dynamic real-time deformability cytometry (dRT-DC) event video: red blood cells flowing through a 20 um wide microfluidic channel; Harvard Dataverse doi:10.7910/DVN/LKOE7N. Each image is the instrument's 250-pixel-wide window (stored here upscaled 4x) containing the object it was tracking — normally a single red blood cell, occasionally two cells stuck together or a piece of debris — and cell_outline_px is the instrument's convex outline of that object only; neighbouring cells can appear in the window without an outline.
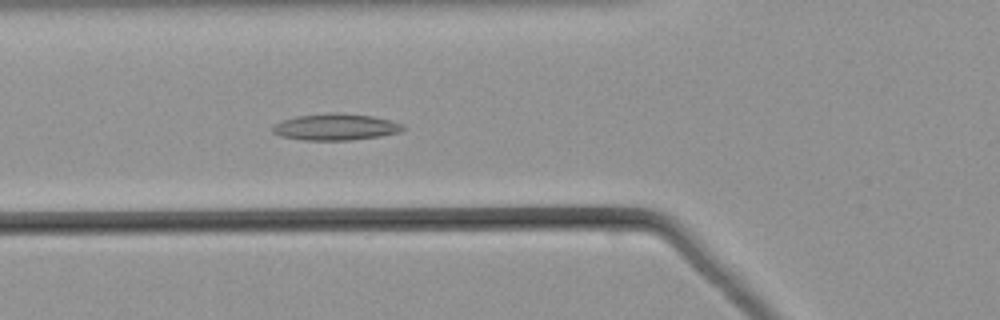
{"species": "common noctule bat (a hibernating species)", "species_latin": "Nyctalus noctula", "temperature_condition": "warm", "stored_images_in_passage": 50, "camera_frame_rate_fps": 3000, "um_per_image_px": 0.085, "animal": {"sex": "male", "body_mass_g": 21.5, "forearm_length_mm": 52.0}, "frame": {"image": 1, "passage_image": 17, "time_ms": 5.333, "image_size_px": [1000, 320], "cell_outline_px": [[404, 128], [400, 132], [380, 136], [352, 140], [304, 140], [280, 136], [272, 132], [272, 128], [276, 124], [284, 120], [296, 116], [372, 116], [404, 124]], "centroid_in_image_um": [28.54, 10.86], "position_along_channel_um": 97.3, "area_um2": 18.9}}
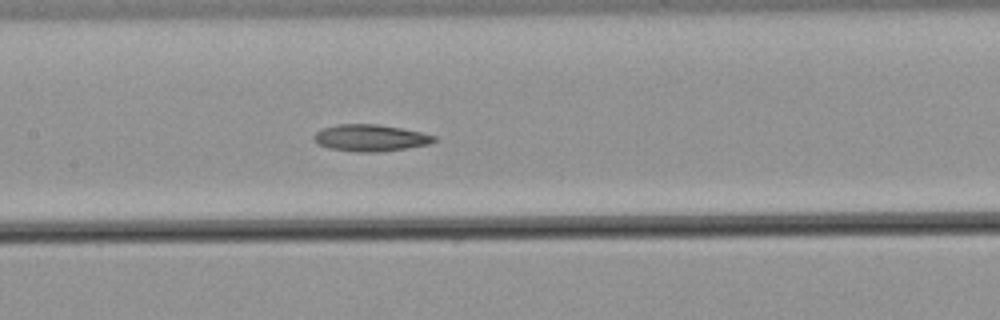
{"frame": {"image": 2, "passage_image": 23, "time_ms": 7.333, "image_size_px": [1000, 320], "cell_outline_px": [[436, 140], [428, 144], [408, 148], [376, 152], [356, 152], [328, 148], [316, 144], [312, 140], [312, 136], [316, 132], [324, 128], [340, 124], [376, 124], [400, 128], [420, 132], [436, 136]], "centroid_in_image_um": [31.43, 11.73], "position_along_channel_um": 176.0, "area_um2": 18.73}}
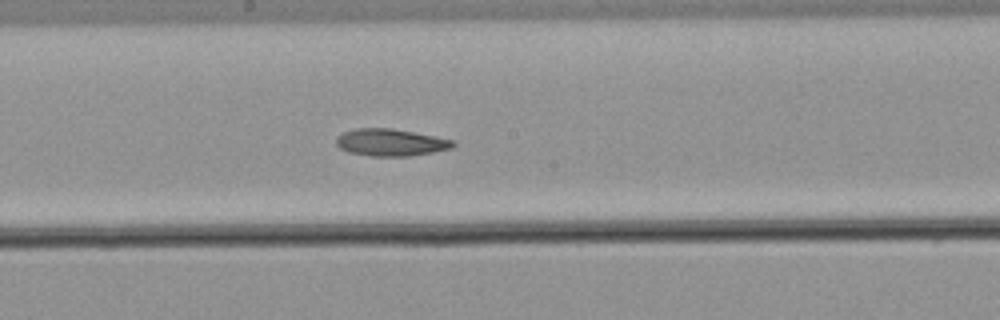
{"frame": {"image": 3, "passage_image": 26, "time_ms": 8.333, "image_size_px": [1000, 320], "cell_outline_px": [[456, 144], [452, 148], [432, 152], [408, 156], [372, 156], [348, 152], [340, 148], [336, 144], [336, 136], [344, 132], [356, 128], [392, 128], [436, 136], [456, 140]], "centroid_in_image_um": [33.22, 12.1], "position_along_channel_um": 215.0, "area_um2": 18.55}}